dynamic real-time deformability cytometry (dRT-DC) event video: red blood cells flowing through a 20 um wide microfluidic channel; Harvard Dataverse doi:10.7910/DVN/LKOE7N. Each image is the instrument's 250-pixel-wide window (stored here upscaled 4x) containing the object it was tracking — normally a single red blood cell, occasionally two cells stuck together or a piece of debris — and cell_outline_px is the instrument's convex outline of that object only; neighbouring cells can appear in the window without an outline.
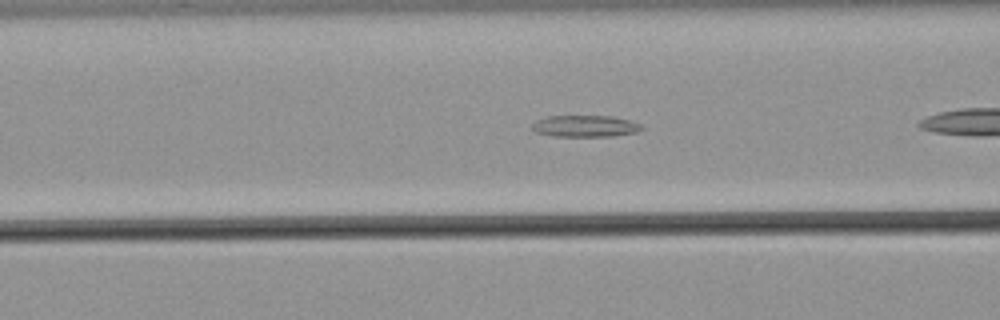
{"species": "common noctule bat (a hibernating species)", "species_latin": "Nyctalus noctula", "temperature_condition": "warm", "stored_images_in_passage": 27, "camera_frame_rate_fps": 3000, "um_per_image_px": 0.085, "animal": {"sex": "male", "body_mass_g": 21.5, "forearm_length_mm": 52.0}, "frame": {"image": 1, "passage_image": 16, "time_ms": 5.0, "image_size_px": [1000, 320], "cell_outline_px": [[644, 128], [636, 132], [612, 136], [552, 136], [536, 132], [532, 128], [532, 124], [536, 120], [548, 116], [612, 116], [632, 120], [640, 124]], "centroid_in_image_um": [49.75, 10.71], "position_along_channel_um": 116.8, "area_um2": 13.81}}